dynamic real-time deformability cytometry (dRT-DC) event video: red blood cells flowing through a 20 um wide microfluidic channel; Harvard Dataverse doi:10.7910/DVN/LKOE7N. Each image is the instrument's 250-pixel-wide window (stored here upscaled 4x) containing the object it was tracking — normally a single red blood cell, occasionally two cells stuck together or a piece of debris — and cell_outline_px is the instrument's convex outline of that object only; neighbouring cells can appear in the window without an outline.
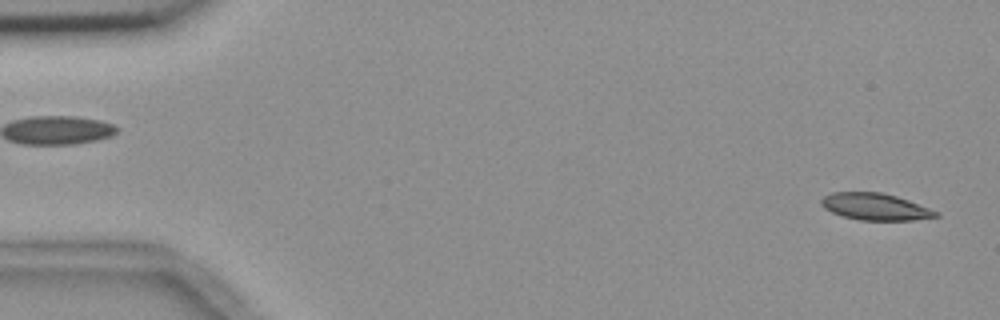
{"species": "common noctule bat (a hibernating species)", "species_latin": "Nyctalus noctula", "temperature_condition": "room temperature", "stored_images_in_passage": 55, "camera_frame_rate_fps": 3000, "um_per_image_px": 0.085, "animal": {"sex": "female", "body_mass_g": 18.4}, "frame": {"image": 1, "passage_image": 2, "time_ms": 0.333, "image_size_px": [1000, 320], "cell_outline_px": [[940, 216], [912, 220], [860, 220], [844, 216], [832, 212], [824, 208], [820, 204], [820, 200], [824, 196], [832, 192], [880, 192], [896, 196], [908, 200], [940, 212]], "centroid_in_image_um": [74.39, 17.56], "position_along_channel_um": 10.6, "area_um2": 17.86}}
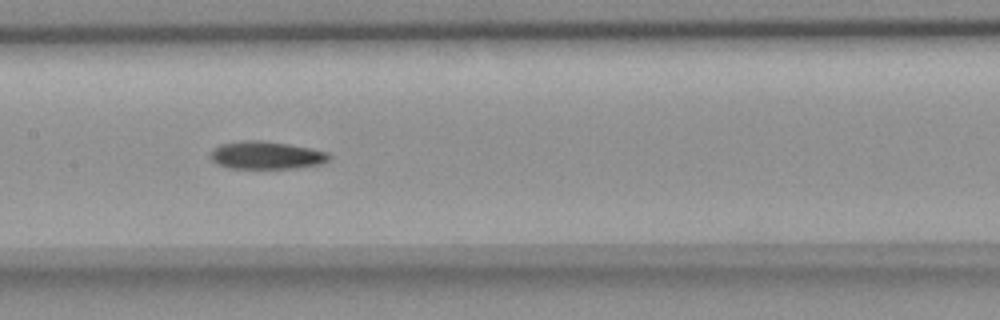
{"frame": {"image": 2, "passage_image": 27, "time_ms": 8.667, "image_size_px": [1000, 320], "cell_outline_px": [[332, 156], [328, 160], [320, 164], [296, 168], [228, 168], [216, 164], [208, 156], [208, 152], [212, 148], [220, 144], [244, 140], [264, 140], [288, 144], [328, 152]], "centroid_in_image_um": [22.57, 13.19], "position_along_channel_um": 184.8, "area_um2": 19.42}}
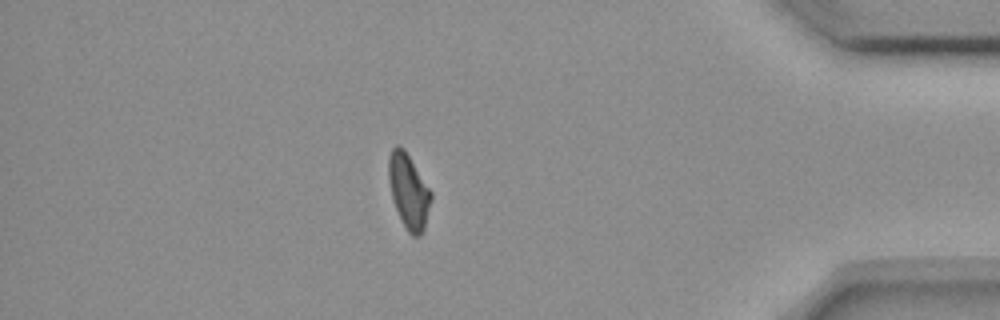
{"frame": {"image": 3, "passage_image": 48, "time_ms": 15.667, "image_size_px": [1000, 320], "cell_outline_px": [[432, 200], [424, 228], [420, 236], [412, 236], [408, 232], [396, 208], [392, 196], [388, 180], [388, 156], [392, 148], [396, 144], [400, 144], [404, 148], [432, 192]], "centroid_in_image_um": [34.73, 16.21], "position_along_channel_um": 400.5, "area_um2": 18.44}}